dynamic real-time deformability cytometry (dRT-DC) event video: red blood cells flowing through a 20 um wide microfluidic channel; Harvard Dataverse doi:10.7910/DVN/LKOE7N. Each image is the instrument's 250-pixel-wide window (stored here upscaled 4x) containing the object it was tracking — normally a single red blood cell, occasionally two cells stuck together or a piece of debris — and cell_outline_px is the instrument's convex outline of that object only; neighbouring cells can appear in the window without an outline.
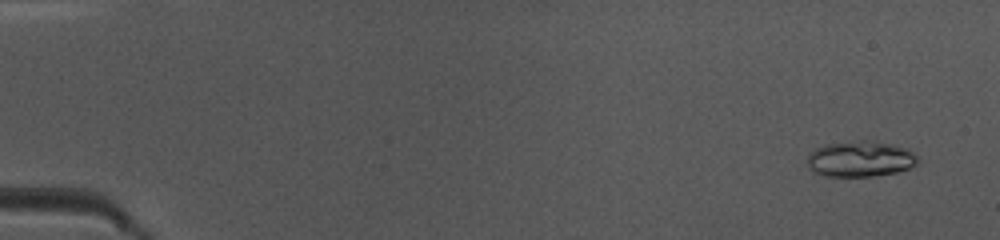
{"species": "common noctule bat (a hibernating species)", "species_latin": "Nyctalus noctula", "temperature_condition": "warm", "stored_images_in_passage": 48, "camera_frame_rate_fps": 3000, "um_per_image_px": 0.085, "animal": {"sex": "female", "body_mass_g": 10.0, "forearm_length_mm": 53.1}, "frame": {"image": 1, "passage_image": 3, "time_ms": 0.667, "image_size_px": [1000, 240], "cell_outline_px": [[920, 160], [916, 164], [908, 168], [896, 172], [872, 176], [828, 176], [812, 172], [808, 168], [808, 156], [816, 148], [824, 144], [860, 140], [908, 148]], "centroid_in_image_um": [73.09, 13.52], "position_along_channel_um": 11.9, "area_um2": 22.72}}
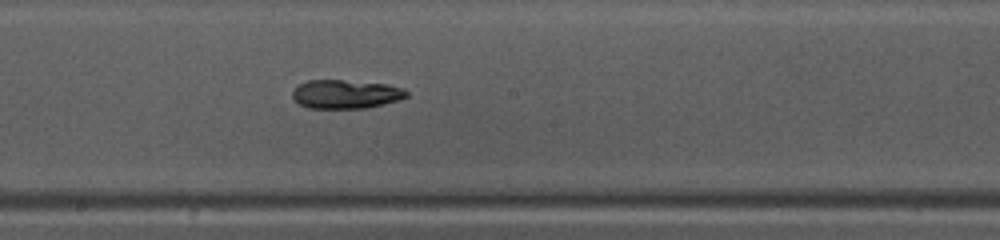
{"frame": {"image": 2, "passage_image": 27, "time_ms": 8.667, "image_size_px": [1000, 240], "cell_outline_px": [[408, 96], [400, 100], [368, 108], [308, 108], [300, 104], [292, 96], [292, 92], [300, 84], [308, 80], [344, 80], [388, 84], [404, 88], [408, 92]], "centroid_in_image_um": [29.44, 8.0], "position_along_channel_um": 218.8, "area_um2": 19.19}}
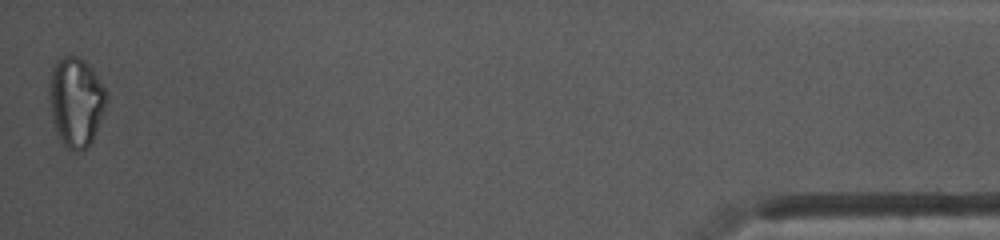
{"frame": {"image": 3, "passage_image": 48, "time_ms": 15.667, "image_size_px": [1000, 240], "cell_outline_px": [[108, 92], [104, 108], [96, 132], [92, 140], [80, 152], [72, 152], [60, 144], [52, 120], [48, 100], [48, 84], [52, 68], [56, 60], [60, 56], [80, 56], [92, 68]], "centroid_in_image_um": [6.41, 8.65], "position_along_channel_um": 428.8, "area_um2": 30.4}, "authors_computed_cell_mechanics": {"area_um2": 19.9988, "velocity_mm_per_s": 4.1655, "shape_relaxation_time_tau1_ms": 10.1766, "shape_relaxation_time_tau2_ms": 4.1576, "deformation_change_tau1": 0.2459, "deformation_change_tau2": 0.0856}}